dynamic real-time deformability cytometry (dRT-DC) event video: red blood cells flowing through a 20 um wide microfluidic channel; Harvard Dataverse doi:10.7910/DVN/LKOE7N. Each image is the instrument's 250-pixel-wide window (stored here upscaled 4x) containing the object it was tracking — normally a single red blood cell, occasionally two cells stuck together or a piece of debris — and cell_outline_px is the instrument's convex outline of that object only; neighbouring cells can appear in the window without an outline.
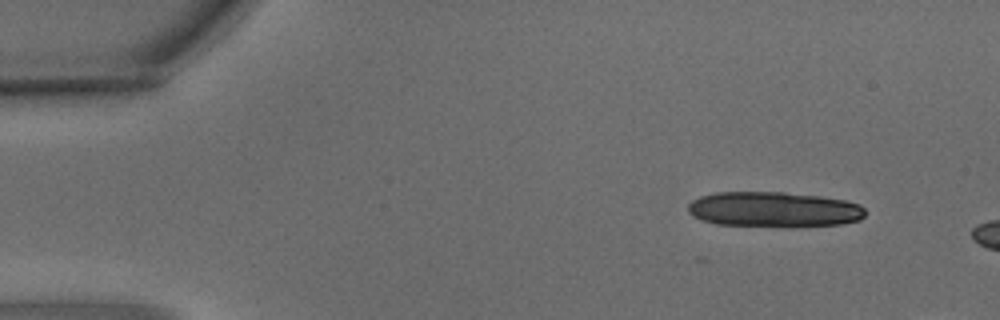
{"species": "common noctule bat (a hibernating species)", "species_latin": "Nyctalus noctula", "temperature_condition": "warm", "stored_images_in_passage": 4, "camera_frame_rate_fps": 3000, "um_per_image_px": 0.085, "animal": {"sex": "male", "body_mass_g": 15.6}, "frame": {"image": 1, "passage_image": 1, "time_ms": 0.0, "image_size_px": [1000, 320], "cell_outline_px": [[864, 216], [860, 220], [840, 224], [716, 224], [692, 216], [688, 212], [688, 204], [692, 200], [700, 196], [716, 192], [784, 192], [820, 196], [844, 200], [860, 204], [864, 208]], "centroid_in_image_um": [65.74, 17.75], "position_along_channel_um": 19.3, "area_um2": 35.26}}